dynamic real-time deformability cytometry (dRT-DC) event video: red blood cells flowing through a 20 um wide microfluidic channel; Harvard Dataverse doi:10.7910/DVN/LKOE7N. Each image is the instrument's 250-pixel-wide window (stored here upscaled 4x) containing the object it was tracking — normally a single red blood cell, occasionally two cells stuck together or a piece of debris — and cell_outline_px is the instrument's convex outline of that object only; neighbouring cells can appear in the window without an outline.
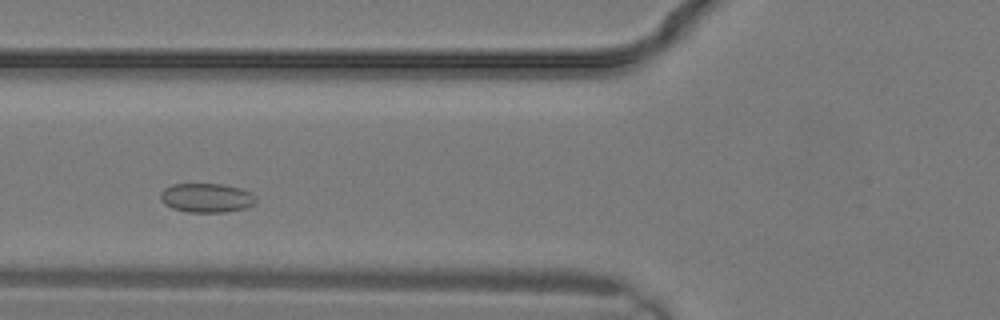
{"species": "common noctule bat (a hibernating species)", "species_latin": "Nyctalus noctula", "temperature_condition": "warm", "stored_images_in_passage": 21, "camera_frame_rate_fps": 3000, "um_per_image_px": 0.085, "animal": {"sex": "male", "body_mass_g": 19.2, "forearm_length_mm": 51.8}, "frame": {"image": 1, "passage_image": 4, "time_ms": 1.0, "image_size_px": [1000, 320], "cell_outline_px": [[256, 200], [252, 204], [244, 208], [224, 212], [188, 212], [172, 208], [164, 204], [160, 200], [160, 192], [164, 188], [172, 184], [220, 184], [240, 188], [252, 192], [256, 196]], "centroid_in_image_um": [17.53, 16.81], "position_along_channel_um": 108.3, "area_um2": 16.24}}
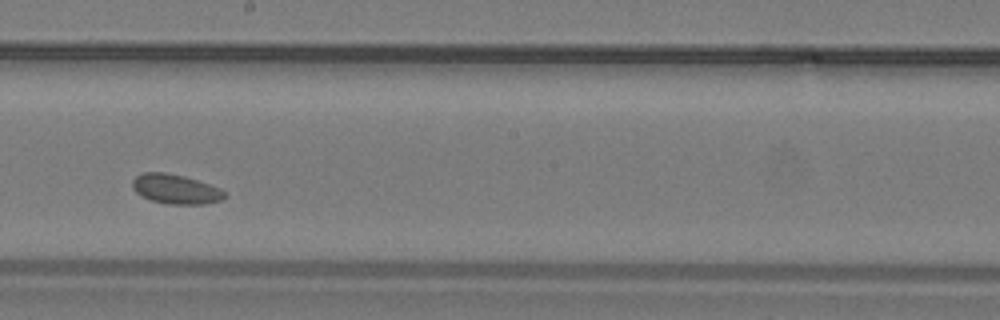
{"frame": {"image": 2, "passage_image": 9, "time_ms": 2.667, "image_size_px": [1000, 320], "cell_outline_px": [[228, 196], [220, 200], [204, 204], [168, 204], [152, 200], [136, 192], [132, 188], [132, 180], [136, 176], [144, 172], [164, 172], [184, 176], [220, 188]], "centroid_in_image_um": [14.93, 16.07], "position_along_channel_um": 233.3, "area_um2": 15.72}}
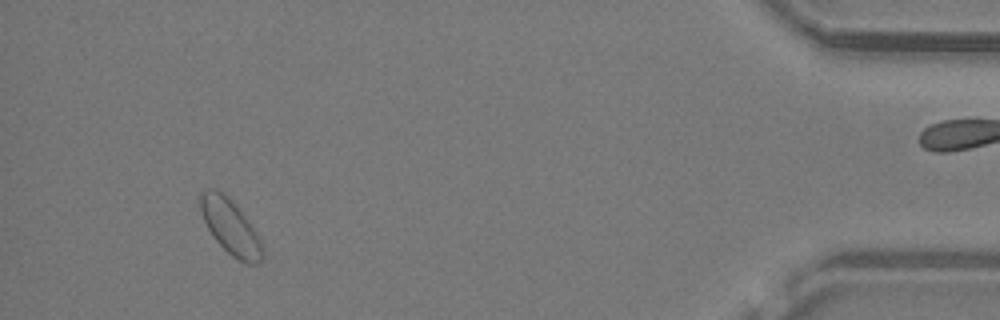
{"frame": {"image": 3, "passage_image": 19, "time_ms": 6.0, "image_size_px": [1000, 320], "cell_outline_px": [[264, 256], [256, 264], [248, 264], [232, 256], [212, 236], [204, 220], [200, 208], [200, 192], [204, 188], [216, 188], [228, 196], [232, 200], [244, 216], [260, 240]], "centroid_in_image_um": [19.55, 19.25], "position_along_channel_um": 415.7, "area_um2": 19.54}}